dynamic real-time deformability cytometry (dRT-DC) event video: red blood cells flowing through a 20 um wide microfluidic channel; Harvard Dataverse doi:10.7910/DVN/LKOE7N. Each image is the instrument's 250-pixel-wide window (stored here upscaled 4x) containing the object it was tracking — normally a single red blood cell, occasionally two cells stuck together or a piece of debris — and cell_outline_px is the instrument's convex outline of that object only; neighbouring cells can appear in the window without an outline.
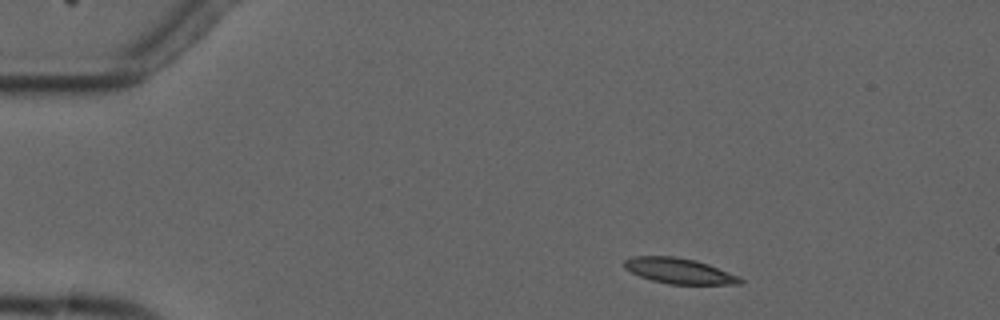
{"species": "common noctule bat (a hibernating species)", "species_latin": "Nyctalus noctula", "temperature_condition": "cold", "stored_images_in_passage": 3, "camera_frame_rate_fps": 3000, "um_per_image_px": 0.085, "animal": {"sex": "male", "forearm_length_mm": 52.5}, "frame": {"image": 1, "passage_image": 1, "time_ms": 0.0, "image_size_px": [1000, 320], "cell_outline_px": [[744, 284], [668, 284], [652, 280], [640, 276], [624, 268], [624, 260], [632, 256], [676, 256], [696, 260], [708, 264], [740, 276], [744, 280]], "centroid_in_image_um": [57.75, 23.02], "position_along_channel_um": 27.2, "area_um2": 17.34}}